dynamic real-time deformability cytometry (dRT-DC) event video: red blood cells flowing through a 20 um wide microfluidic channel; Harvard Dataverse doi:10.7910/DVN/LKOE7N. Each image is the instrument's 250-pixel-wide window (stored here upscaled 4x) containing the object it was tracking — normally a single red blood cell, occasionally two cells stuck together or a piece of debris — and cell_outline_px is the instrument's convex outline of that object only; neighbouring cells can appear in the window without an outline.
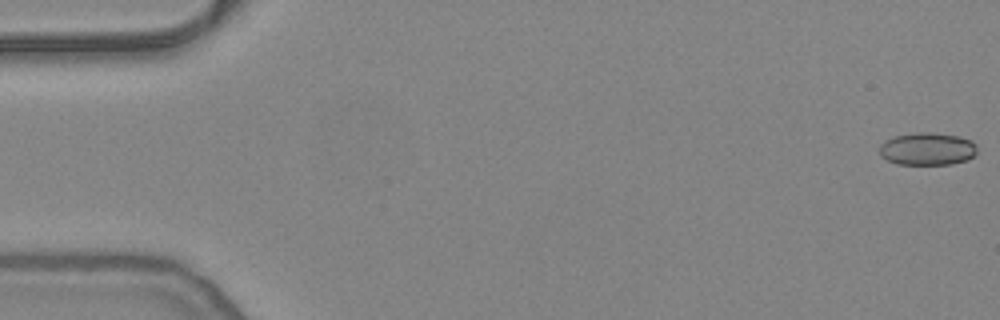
{"species": "common noctule bat (a hibernating species)", "species_latin": "Nyctalus noctula", "temperature_condition": "warm", "stored_images_in_passage": 54, "camera_frame_rate_fps": 3000, "um_per_image_px": 0.085, "animal": {"sex": "female", "body_mass_g": 24.6, "forearm_length_mm": 56.2}, "frame": {"image": 1, "passage_image": 1, "time_ms": 0.0, "image_size_px": [1000, 320], "cell_outline_px": [[976, 156], [968, 160], [952, 164], [896, 164], [880, 156], [880, 144], [884, 140], [896, 136], [920, 132], [928, 132], [956, 136], [972, 140], [976, 144]], "centroid_in_image_um": [78.84, 12.67], "position_along_channel_um": 6.2, "area_um2": 18.61}}
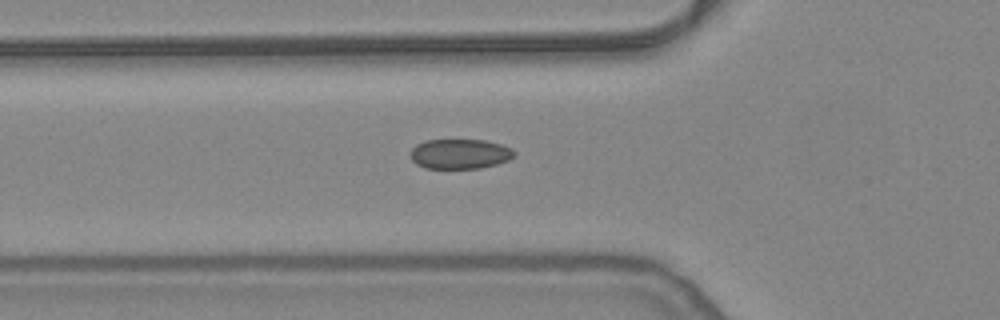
{"frame": {"image": 2, "passage_image": 19, "time_ms": 6.0, "image_size_px": [1000, 320], "cell_outline_px": [[516, 156], [508, 160], [496, 164], [480, 168], [424, 168], [416, 164], [412, 160], [412, 148], [416, 144], [424, 140], [484, 140], [500, 144], [512, 148], [516, 152]], "centroid_in_image_um": [39.11, 13.08], "position_along_channel_um": 86.7, "area_um2": 18.09}}
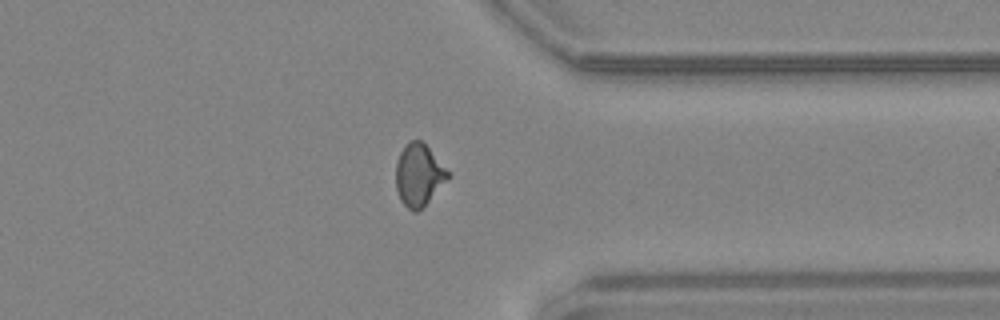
{"frame": {"image": 3, "passage_image": 42, "time_ms": 13.667, "image_size_px": [1000, 320], "cell_outline_px": [[452, 176], [424, 208], [416, 212], [412, 212], [400, 200], [396, 188], [396, 160], [404, 144], [412, 140], [420, 140], [428, 148]], "centroid_in_image_um": [35.6, 14.92], "position_along_channel_um": 375.8, "area_um2": 19.07}, "authors_computed_cell_mechanics": {"area_um2": 18.5538, "velocity_mm_per_s": 3.8354, "shape_relaxation_time_tau1_ms": null, "shape_relaxation_time_tau2_ms": 1.0532, "deformation_change_tau1": null, "deformation_change_tau2": 0.0588}}